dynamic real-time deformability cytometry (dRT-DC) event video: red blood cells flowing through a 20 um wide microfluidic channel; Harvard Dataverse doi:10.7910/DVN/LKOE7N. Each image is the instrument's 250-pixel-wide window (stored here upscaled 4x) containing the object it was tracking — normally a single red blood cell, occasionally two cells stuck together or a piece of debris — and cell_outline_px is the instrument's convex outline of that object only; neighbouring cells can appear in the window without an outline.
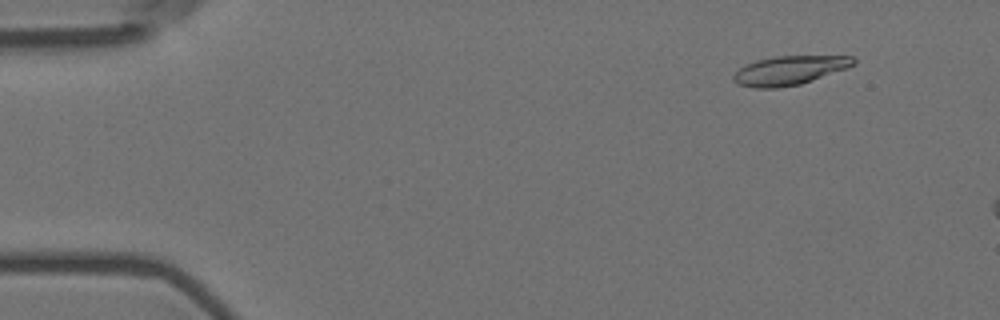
{"species": "Egyptian fruit bat (a non-hibernating species)", "species_latin": "Rousettus aegyptiacus", "temperature_condition": "room temperature", "stored_images_in_passage": 13, "camera_frame_rate_fps": 3000, "um_per_image_px": 0.085, "animal": {"sex": "female"}, "frame": {"image": 1, "passage_image": 6, "time_ms": 1.667, "image_size_px": [1000, 320], "cell_outline_px": [[856, 64], [812, 80], [800, 84], [776, 88], [752, 88], [736, 84], [732, 80], [732, 76], [740, 68], [756, 60], [776, 56], [852, 56], [856, 60]], "centroid_in_image_um": [67.06, 5.99], "position_along_channel_um": 17.9, "area_um2": 20.11}}